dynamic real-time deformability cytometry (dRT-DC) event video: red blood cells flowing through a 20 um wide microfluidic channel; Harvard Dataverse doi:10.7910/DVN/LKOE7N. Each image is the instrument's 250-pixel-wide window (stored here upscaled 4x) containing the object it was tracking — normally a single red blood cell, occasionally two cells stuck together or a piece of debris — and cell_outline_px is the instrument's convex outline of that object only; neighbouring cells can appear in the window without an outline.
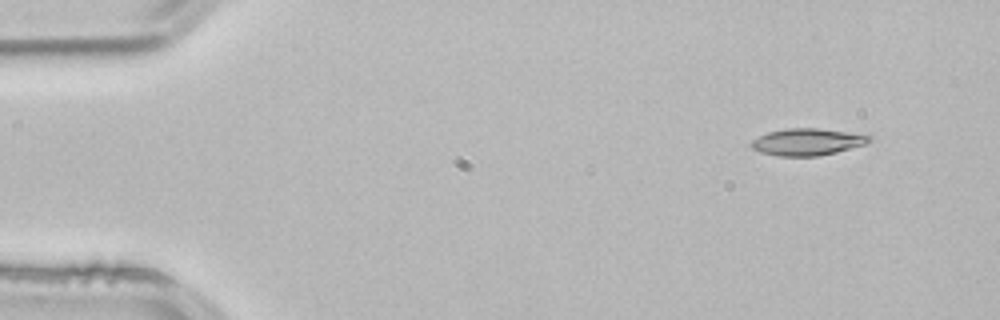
{"species": "common noctule bat (a hibernating species)", "species_latin": "Nyctalus noctula", "temperature_condition": "room temperature", "stored_images_in_passage": 2, "camera_frame_rate_fps": 3000, "um_per_image_px": 0.085, "animal": {"sex": "male", "body_mass_g": 21.5, "forearm_length_mm": 52.0}, "frame": {"image": 1, "passage_image": 1, "time_ms": 0.0, "image_size_px": [1000, 320], "cell_outline_px": [[872, 140], [864, 144], [836, 152], [816, 156], [780, 156], [760, 152], [752, 148], [752, 140], [768, 132], [788, 128], [816, 128], [872, 136]], "centroid_in_image_um": [68.6, 12.06], "position_along_channel_um": 16.4, "area_um2": 18.09}}